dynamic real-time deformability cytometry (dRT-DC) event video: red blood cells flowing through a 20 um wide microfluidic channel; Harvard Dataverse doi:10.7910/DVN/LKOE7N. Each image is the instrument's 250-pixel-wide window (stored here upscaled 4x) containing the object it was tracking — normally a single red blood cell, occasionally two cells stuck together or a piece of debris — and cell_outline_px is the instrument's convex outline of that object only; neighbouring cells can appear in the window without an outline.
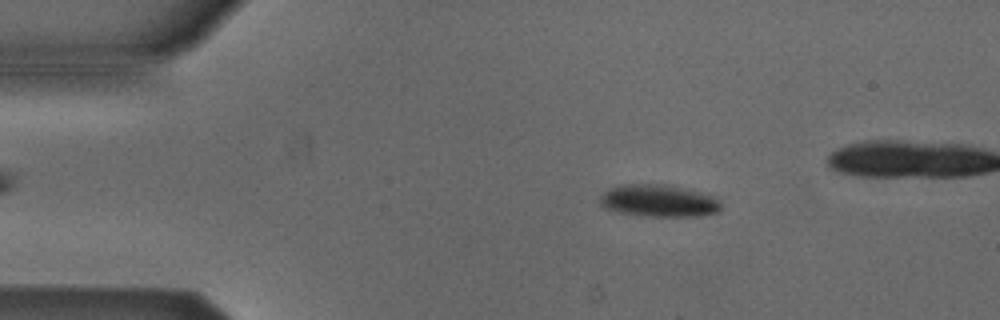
{"species": "Egyptian fruit bat (a non-hibernating species)", "species_latin": "Rousettus aegyptiacus", "temperature_condition": "cold", "stored_images_in_passage": 46, "camera_frame_rate_fps": 3000, "um_per_image_px": 0.085, "animal": {"sex": "male"}, "frame": {"image": 1, "passage_image": 9, "time_ms": 2.667, "image_size_px": [1000, 320], "cell_outline_px": [[720, 208], [716, 212], [696, 216], [644, 216], [620, 212], [608, 208], [600, 204], [600, 196], [608, 188], [624, 184], [660, 184], [680, 188], [716, 196], [720, 200]], "centroid_in_image_um": [55.98, 17.06], "position_along_channel_um": 29.0, "area_um2": 22.37}}
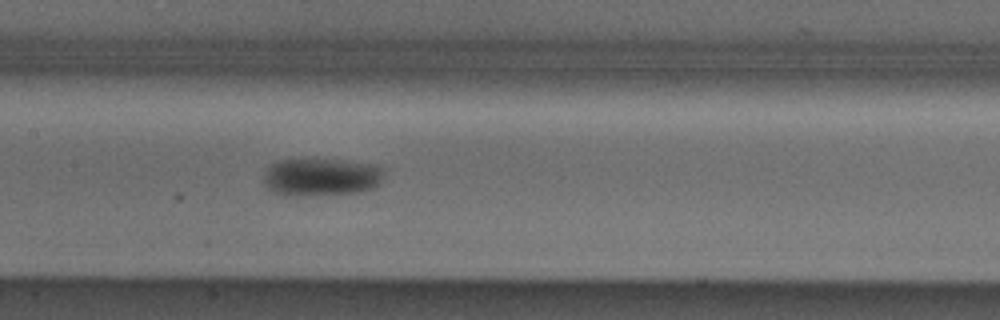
{"frame": {"image": 2, "passage_image": 25, "time_ms": 8.0, "image_size_px": [1000, 320], "cell_outline_px": [[384, 176], [380, 184], [372, 188], [360, 192], [316, 196], [288, 196], [276, 192], [268, 188], [264, 184], [264, 172], [272, 164], [280, 160], [340, 160], [376, 164], [384, 168]], "centroid_in_image_um": [27.35, 15.07], "position_along_channel_um": 180.0, "area_um2": 26.76}}
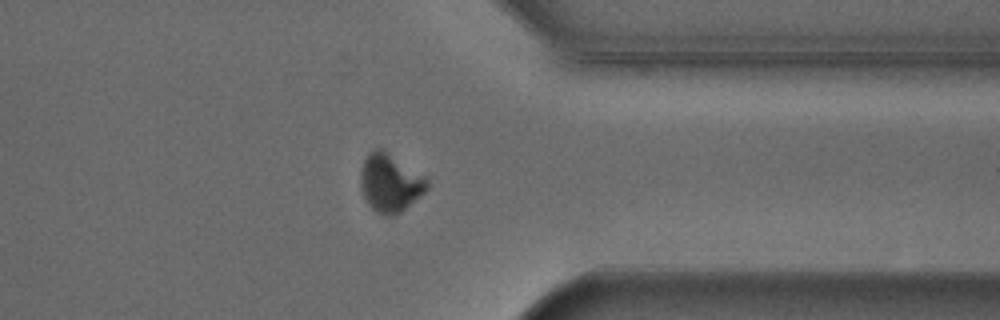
{"frame": {"image": 3, "passage_image": 41, "time_ms": 13.333, "image_size_px": [1000, 320], "cell_outline_px": [[428, 188], [420, 196], [400, 212], [392, 216], [388, 216], [376, 212], [368, 204], [360, 188], [360, 172], [364, 160], [376, 148], [380, 148], [424, 176], [428, 180]], "centroid_in_image_um": [33.14, 15.57], "position_along_channel_um": 378.3, "area_um2": 22.02}}